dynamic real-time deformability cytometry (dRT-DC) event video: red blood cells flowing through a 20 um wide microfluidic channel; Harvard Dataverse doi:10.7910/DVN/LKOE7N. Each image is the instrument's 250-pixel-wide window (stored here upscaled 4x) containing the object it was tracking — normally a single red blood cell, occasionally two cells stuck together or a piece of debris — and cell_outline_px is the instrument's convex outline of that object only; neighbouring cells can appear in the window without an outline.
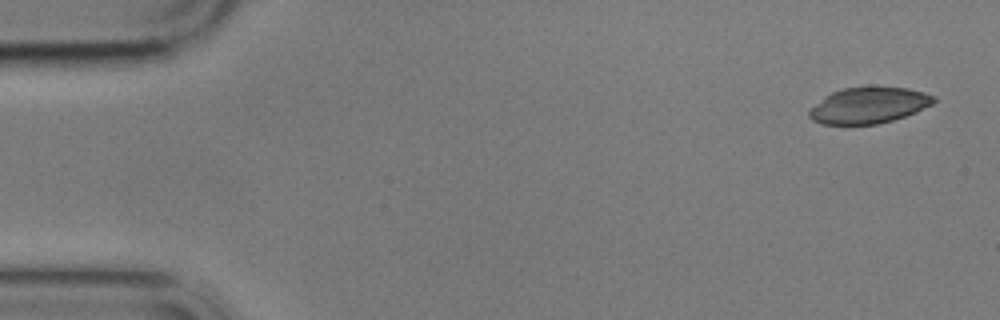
{"species": "common noctule bat (a hibernating species)", "species_latin": "Nyctalus noctula", "temperature_condition": "cold", "stored_images_in_passage": 5, "camera_frame_rate_fps": 3000, "um_per_image_px": 0.085, "animal": {"sex": "male", "body_mass_g": 17.9}, "frame": {"image": 1, "passage_image": 1, "time_ms": 0.0, "image_size_px": [1000, 320], "cell_outline_px": [[936, 100], [932, 104], [916, 112], [892, 120], [876, 124], [820, 124], [812, 120], [808, 116], [808, 112], [824, 96], [832, 92], [844, 88], [908, 88], [924, 92], [936, 96]], "centroid_in_image_um": [73.84, 8.97], "position_along_channel_um": 11.2, "area_um2": 25.78}}
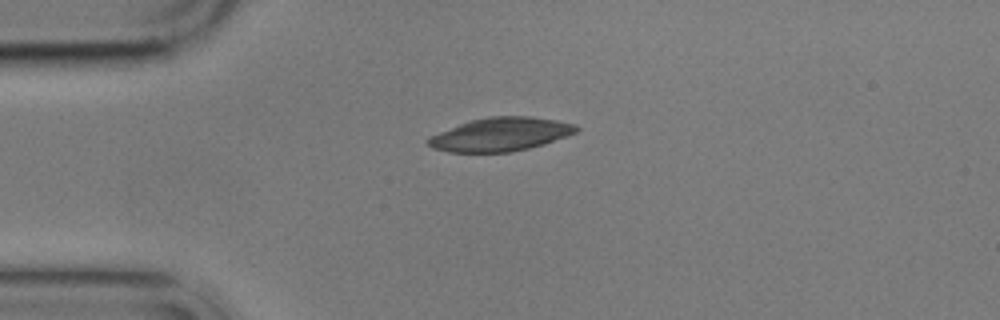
{"frame": {"image": 2, "passage_image": 4, "time_ms": 3.667, "image_size_px": [1000, 320], "cell_outline_px": [[580, 128], [576, 132], [568, 136], [544, 144], [512, 152], [448, 152], [432, 148], [424, 140], [428, 136], [460, 124], [472, 120], [488, 116], [528, 116], [556, 120], [576, 124]], "centroid_in_image_um": [42.54, 11.42], "position_along_channel_um": 42.5, "area_um2": 29.02}}